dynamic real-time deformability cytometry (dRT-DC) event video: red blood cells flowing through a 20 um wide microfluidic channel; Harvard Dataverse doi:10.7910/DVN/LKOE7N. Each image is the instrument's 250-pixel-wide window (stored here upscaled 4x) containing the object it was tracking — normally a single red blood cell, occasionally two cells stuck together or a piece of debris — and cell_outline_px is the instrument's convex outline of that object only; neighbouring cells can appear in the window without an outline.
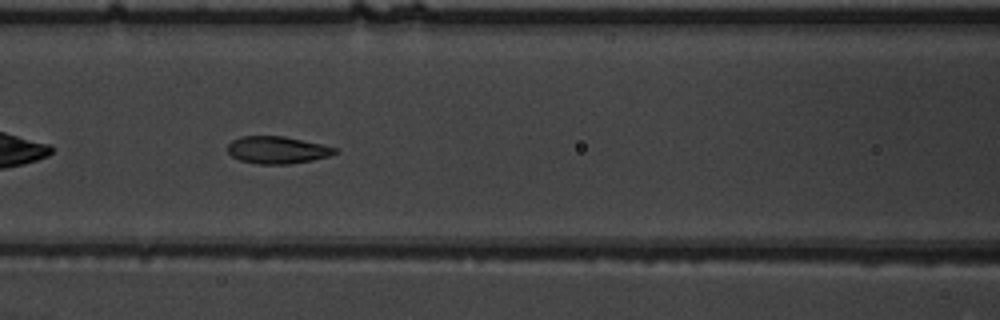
{"species": "common noctule bat (a hibernating species)", "species_latin": "Nyctalus noctula", "temperature_condition": "warm", "stored_images_in_passage": 38, "camera_frame_rate_fps": 3000, "um_per_image_px": 0.085, "animal": {"sex": "male", "body_mass_g": 19.5, "forearm_length_mm": 54.6}, "frame": {"image": 1, "passage_image": 8, "time_ms": 2.333, "image_size_px": [1000, 320], "cell_outline_px": [[336, 152], [328, 156], [312, 160], [288, 164], [260, 164], [240, 160], [232, 156], [228, 152], [228, 144], [232, 140], [240, 136], [284, 136], [320, 144], [336, 148]], "centroid_in_image_um": [23.52, 12.74], "position_along_channel_um": 143.1, "area_um2": 16.82}}
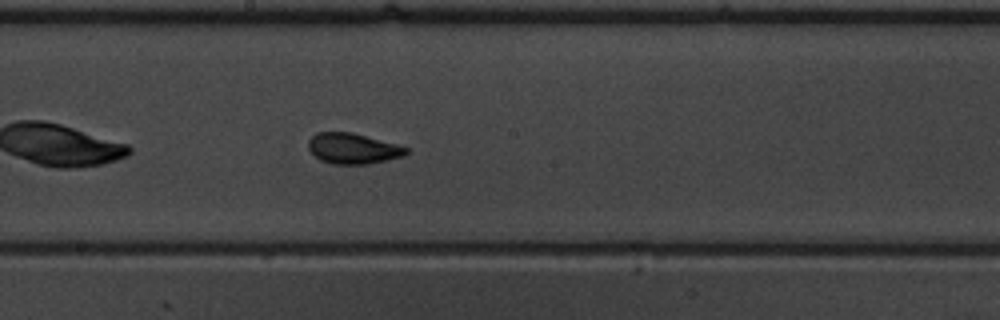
{"frame": {"image": 2, "passage_image": 14, "time_ms": 4.333, "image_size_px": [1000, 320], "cell_outline_px": [[408, 152], [404, 156], [388, 160], [368, 164], [332, 164], [320, 160], [308, 148], [308, 140], [316, 132], [352, 132], [396, 144], [408, 148]], "centroid_in_image_um": [29.99, 12.62], "position_along_channel_um": 218.2, "area_um2": 17.46}}
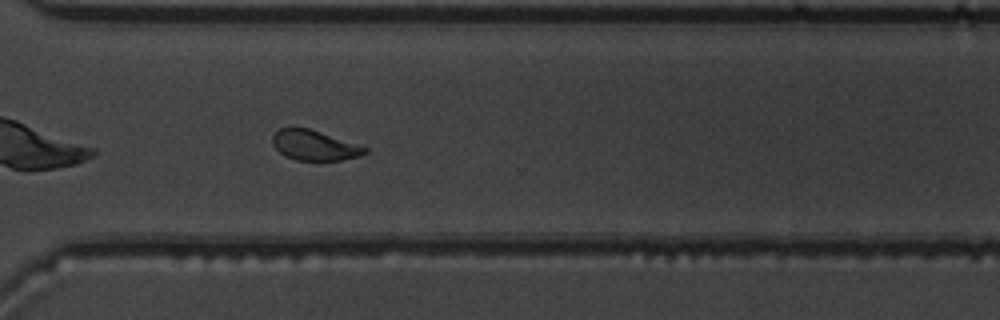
{"frame": {"image": 3, "passage_image": 24, "time_ms": 7.667, "image_size_px": [1000, 320], "cell_outline_px": [[368, 152], [360, 156], [340, 160], [296, 160], [284, 156], [272, 144], [272, 136], [280, 128], [308, 128], [364, 144], [368, 148]], "centroid_in_image_um": [26.8, 12.35], "position_along_channel_um": 343.8, "area_um2": 16.53}, "authors_computed_cell_mechanics": {"area_um2": 17.6001, "velocity_mm_per_s": 3.7681, "shape_relaxation_time_tau1_ms": 2.1199, "shape_relaxation_time_tau2_ms": 1.1551, "deformation_change_tau1": 0.1187, "deformation_change_tau2": 0.0763}}